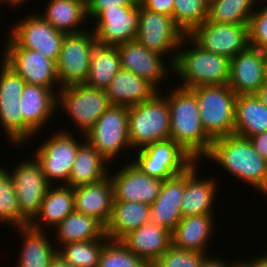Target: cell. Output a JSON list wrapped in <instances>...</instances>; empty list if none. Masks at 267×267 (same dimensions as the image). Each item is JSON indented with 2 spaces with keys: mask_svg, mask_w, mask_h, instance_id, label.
Here are the masks:
<instances>
[{
  "mask_svg": "<svg viewBox=\"0 0 267 267\" xmlns=\"http://www.w3.org/2000/svg\"><path fill=\"white\" fill-rule=\"evenodd\" d=\"M165 97L170 109V139L198 162L214 140L203 127L195 94L178 86Z\"/></svg>",
  "mask_w": 267,
  "mask_h": 267,
  "instance_id": "cell-1",
  "label": "cell"
},
{
  "mask_svg": "<svg viewBox=\"0 0 267 267\" xmlns=\"http://www.w3.org/2000/svg\"><path fill=\"white\" fill-rule=\"evenodd\" d=\"M205 157L267 197V161L255 151L248 138L236 134L217 138Z\"/></svg>",
  "mask_w": 267,
  "mask_h": 267,
  "instance_id": "cell-2",
  "label": "cell"
},
{
  "mask_svg": "<svg viewBox=\"0 0 267 267\" xmlns=\"http://www.w3.org/2000/svg\"><path fill=\"white\" fill-rule=\"evenodd\" d=\"M193 48L178 50L172 71L184 81L180 87L192 89L198 86L227 85L230 59L221 54L203 50L190 37Z\"/></svg>",
  "mask_w": 267,
  "mask_h": 267,
  "instance_id": "cell-3",
  "label": "cell"
},
{
  "mask_svg": "<svg viewBox=\"0 0 267 267\" xmlns=\"http://www.w3.org/2000/svg\"><path fill=\"white\" fill-rule=\"evenodd\" d=\"M128 134L132 149L170 139V109L160 91L149 100L129 106Z\"/></svg>",
  "mask_w": 267,
  "mask_h": 267,
  "instance_id": "cell-4",
  "label": "cell"
},
{
  "mask_svg": "<svg viewBox=\"0 0 267 267\" xmlns=\"http://www.w3.org/2000/svg\"><path fill=\"white\" fill-rule=\"evenodd\" d=\"M196 96L201 121L213 139L234 134L236 97L227 85L198 86L190 89Z\"/></svg>",
  "mask_w": 267,
  "mask_h": 267,
  "instance_id": "cell-5",
  "label": "cell"
},
{
  "mask_svg": "<svg viewBox=\"0 0 267 267\" xmlns=\"http://www.w3.org/2000/svg\"><path fill=\"white\" fill-rule=\"evenodd\" d=\"M25 81L3 62L0 73V123L7 140L20 146L37 134L24 120L21 113V95ZM26 140V141H25Z\"/></svg>",
  "mask_w": 267,
  "mask_h": 267,
  "instance_id": "cell-6",
  "label": "cell"
},
{
  "mask_svg": "<svg viewBox=\"0 0 267 267\" xmlns=\"http://www.w3.org/2000/svg\"><path fill=\"white\" fill-rule=\"evenodd\" d=\"M56 89H58L57 105H59L57 108L61 106L84 135L111 105L106 90L89 87L86 84Z\"/></svg>",
  "mask_w": 267,
  "mask_h": 267,
  "instance_id": "cell-7",
  "label": "cell"
},
{
  "mask_svg": "<svg viewBox=\"0 0 267 267\" xmlns=\"http://www.w3.org/2000/svg\"><path fill=\"white\" fill-rule=\"evenodd\" d=\"M129 107L124 105H110L99 117L94 126L84 135V139L91 144L99 154L110 161L124 148H132L128 134Z\"/></svg>",
  "mask_w": 267,
  "mask_h": 267,
  "instance_id": "cell-8",
  "label": "cell"
},
{
  "mask_svg": "<svg viewBox=\"0 0 267 267\" xmlns=\"http://www.w3.org/2000/svg\"><path fill=\"white\" fill-rule=\"evenodd\" d=\"M187 39V40H186ZM136 40L148 50L165 55L173 52L170 65H173L177 56V49L182 47L184 42L189 40L174 23L173 18L161 13L146 10L139 3V23Z\"/></svg>",
  "mask_w": 267,
  "mask_h": 267,
  "instance_id": "cell-9",
  "label": "cell"
},
{
  "mask_svg": "<svg viewBox=\"0 0 267 267\" xmlns=\"http://www.w3.org/2000/svg\"><path fill=\"white\" fill-rule=\"evenodd\" d=\"M10 31L5 48H26L38 51L57 62L65 33L58 31L42 15L24 17Z\"/></svg>",
  "mask_w": 267,
  "mask_h": 267,
  "instance_id": "cell-10",
  "label": "cell"
},
{
  "mask_svg": "<svg viewBox=\"0 0 267 267\" xmlns=\"http://www.w3.org/2000/svg\"><path fill=\"white\" fill-rule=\"evenodd\" d=\"M96 44L95 34L87 30L64 36L56 62L60 88L85 83L89 72L91 51Z\"/></svg>",
  "mask_w": 267,
  "mask_h": 267,
  "instance_id": "cell-11",
  "label": "cell"
},
{
  "mask_svg": "<svg viewBox=\"0 0 267 267\" xmlns=\"http://www.w3.org/2000/svg\"><path fill=\"white\" fill-rule=\"evenodd\" d=\"M136 153L133 163L144 174L163 180L182 173L195 161L171 139L151 143Z\"/></svg>",
  "mask_w": 267,
  "mask_h": 267,
  "instance_id": "cell-12",
  "label": "cell"
},
{
  "mask_svg": "<svg viewBox=\"0 0 267 267\" xmlns=\"http://www.w3.org/2000/svg\"><path fill=\"white\" fill-rule=\"evenodd\" d=\"M248 25L217 23L207 19L188 36L203 50L231 59L249 46Z\"/></svg>",
  "mask_w": 267,
  "mask_h": 267,
  "instance_id": "cell-13",
  "label": "cell"
},
{
  "mask_svg": "<svg viewBox=\"0 0 267 267\" xmlns=\"http://www.w3.org/2000/svg\"><path fill=\"white\" fill-rule=\"evenodd\" d=\"M57 132L45 143L40 144L34 156L51 185L54 184V180H62L63 185H68L75 156L82 143L79 144L68 131Z\"/></svg>",
  "mask_w": 267,
  "mask_h": 267,
  "instance_id": "cell-14",
  "label": "cell"
},
{
  "mask_svg": "<svg viewBox=\"0 0 267 267\" xmlns=\"http://www.w3.org/2000/svg\"><path fill=\"white\" fill-rule=\"evenodd\" d=\"M34 158V159H33ZM23 160L16 170L10 172L16 191L21 214L30 222L39 212L42 200L51 184L42 171L41 164L35 158Z\"/></svg>",
  "mask_w": 267,
  "mask_h": 267,
  "instance_id": "cell-15",
  "label": "cell"
},
{
  "mask_svg": "<svg viewBox=\"0 0 267 267\" xmlns=\"http://www.w3.org/2000/svg\"><path fill=\"white\" fill-rule=\"evenodd\" d=\"M3 63L18 74L25 83L41 85L55 91L60 85L56 62L45 58L38 51L26 48H4Z\"/></svg>",
  "mask_w": 267,
  "mask_h": 267,
  "instance_id": "cell-16",
  "label": "cell"
},
{
  "mask_svg": "<svg viewBox=\"0 0 267 267\" xmlns=\"http://www.w3.org/2000/svg\"><path fill=\"white\" fill-rule=\"evenodd\" d=\"M94 19V31L98 44L117 46L136 40L139 23V4L120 6L101 11Z\"/></svg>",
  "mask_w": 267,
  "mask_h": 267,
  "instance_id": "cell-17",
  "label": "cell"
},
{
  "mask_svg": "<svg viewBox=\"0 0 267 267\" xmlns=\"http://www.w3.org/2000/svg\"><path fill=\"white\" fill-rule=\"evenodd\" d=\"M111 177L114 201L143 202L152 205L158 197L163 179L144 174L133 162Z\"/></svg>",
  "mask_w": 267,
  "mask_h": 267,
  "instance_id": "cell-18",
  "label": "cell"
},
{
  "mask_svg": "<svg viewBox=\"0 0 267 267\" xmlns=\"http://www.w3.org/2000/svg\"><path fill=\"white\" fill-rule=\"evenodd\" d=\"M121 68L129 70L150 82L156 89L157 84L166 80L167 67L161 54L148 50L137 40L117 45ZM162 79V80H161Z\"/></svg>",
  "mask_w": 267,
  "mask_h": 267,
  "instance_id": "cell-19",
  "label": "cell"
},
{
  "mask_svg": "<svg viewBox=\"0 0 267 267\" xmlns=\"http://www.w3.org/2000/svg\"><path fill=\"white\" fill-rule=\"evenodd\" d=\"M264 83L263 51L248 46L230 59L228 85L236 95L256 94Z\"/></svg>",
  "mask_w": 267,
  "mask_h": 267,
  "instance_id": "cell-20",
  "label": "cell"
},
{
  "mask_svg": "<svg viewBox=\"0 0 267 267\" xmlns=\"http://www.w3.org/2000/svg\"><path fill=\"white\" fill-rule=\"evenodd\" d=\"M113 201L110 175L98 182L74 188L75 211L94 217L104 227L110 220Z\"/></svg>",
  "mask_w": 267,
  "mask_h": 267,
  "instance_id": "cell-21",
  "label": "cell"
},
{
  "mask_svg": "<svg viewBox=\"0 0 267 267\" xmlns=\"http://www.w3.org/2000/svg\"><path fill=\"white\" fill-rule=\"evenodd\" d=\"M185 170L173 177L167 178L162 184L161 191L150 205V221L164 226L170 232L183 218L181 201L184 193Z\"/></svg>",
  "mask_w": 267,
  "mask_h": 267,
  "instance_id": "cell-22",
  "label": "cell"
},
{
  "mask_svg": "<svg viewBox=\"0 0 267 267\" xmlns=\"http://www.w3.org/2000/svg\"><path fill=\"white\" fill-rule=\"evenodd\" d=\"M120 241L151 266L171 246V232L164 226L148 221L137 230L125 235Z\"/></svg>",
  "mask_w": 267,
  "mask_h": 267,
  "instance_id": "cell-23",
  "label": "cell"
},
{
  "mask_svg": "<svg viewBox=\"0 0 267 267\" xmlns=\"http://www.w3.org/2000/svg\"><path fill=\"white\" fill-rule=\"evenodd\" d=\"M197 162L194 161L185 170L184 193L181 201L182 216L206 215L213 213V202L217 190L216 180L213 178L198 179ZM216 183V184H215Z\"/></svg>",
  "mask_w": 267,
  "mask_h": 267,
  "instance_id": "cell-24",
  "label": "cell"
},
{
  "mask_svg": "<svg viewBox=\"0 0 267 267\" xmlns=\"http://www.w3.org/2000/svg\"><path fill=\"white\" fill-rule=\"evenodd\" d=\"M57 93L51 88L26 83L21 95L23 120L38 134L57 109ZM56 108V109H55ZM54 111V112H53ZM48 121V122H47Z\"/></svg>",
  "mask_w": 267,
  "mask_h": 267,
  "instance_id": "cell-25",
  "label": "cell"
},
{
  "mask_svg": "<svg viewBox=\"0 0 267 267\" xmlns=\"http://www.w3.org/2000/svg\"><path fill=\"white\" fill-rule=\"evenodd\" d=\"M213 220V214L183 217L171 231V245L187 251L208 252L206 244L214 231Z\"/></svg>",
  "mask_w": 267,
  "mask_h": 267,
  "instance_id": "cell-26",
  "label": "cell"
},
{
  "mask_svg": "<svg viewBox=\"0 0 267 267\" xmlns=\"http://www.w3.org/2000/svg\"><path fill=\"white\" fill-rule=\"evenodd\" d=\"M159 90L133 72L121 68L106 89L111 105L133 106L151 99Z\"/></svg>",
  "mask_w": 267,
  "mask_h": 267,
  "instance_id": "cell-27",
  "label": "cell"
},
{
  "mask_svg": "<svg viewBox=\"0 0 267 267\" xmlns=\"http://www.w3.org/2000/svg\"><path fill=\"white\" fill-rule=\"evenodd\" d=\"M74 210V188L62 184L58 187L51 185L42 200L39 212L29 222V226L36 230H42L43 225L55 228ZM41 222L43 225H40Z\"/></svg>",
  "mask_w": 267,
  "mask_h": 267,
  "instance_id": "cell-28",
  "label": "cell"
},
{
  "mask_svg": "<svg viewBox=\"0 0 267 267\" xmlns=\"http://www.w3.org/2000/svg\"><path fill=\"white\" fill-rule=\"evenodd\" d=\"M150 221V205L143 202L113 201L112 214L105 226L109 240L120 241L125 235Z\"/></svg>",
  "mask_w": 267,
  "mask_h": 267,
  "instance_id": "cell-29",
  "label": "cell"
},
{
  "mask_svg": "<svg viewBox=\"0 0 267 267\" xmlns=\"http://www.w3.org/2000/svg\"><path fill=\"white\" fill-rule=\"evenodd\" d=\"M267 132V107L255 94L237 95L234 134L250 138Z\"/></svg>",
  "mask_w": 267,
  "mask_h": 267,
  "instance_id": "cell-30",
  "label": "cell"
},
{
  "mask_svg": "<svg viewBox=\"0 0 267 267\" xmlns=\"http://www.w3.org/2000/svg\"><path fill=\"white\" fill-rule=\"evenodd\" d=\"M105 160L99 152L86 140L79 147L72 170L69 176L68 186L72 188L98 182L106 178L107 172ZM108 173V174H107Z\"/></svg>",
  "mask_w": 267,
  "mask_h": 267,
  "instance_id": "cell-31",
  "label": "cell"
},
{
  "mask_svg": "<svg viewBox=\"0 0 267 267\" xmlns=\"http://www.w3.org/2000/svg\"><path fill=\"white\" fill-rule=\"evenodd\" d=\"M24 240L16 267H49L58 248L51 246L45 230L24 226L17 228Z\"/></svg>",
  "mask_w": 267,
  "mask_h": 267,
  "instance_id": "cell-32",
  "label": "cell"
},
{
  "mask_svg": "<svg viewBox=\"0 0 267 267\" xmlns=\"http://www.w3.org/2000/svg\"><path fill=\"white\" fill-rule=\"evenodd\" d=\"M121 69L117 46L96 44L91 51L90 66L84 84L106 90Z\"/></svg>",
  "mask_w": 267,
  "mask_h": 267,
  "instance_id": "cell-33",
  "label": "cell"
},
{
  "mask_svg": "<svg viewBox=\"0 0 267 267\" xmlns=\"http://www.w3.org/2000/svg\"><path fill=\"white\" fill-rule=\"evenodd\" d=\"M45 10L42 12L44 13L42 17L58 31L65 34L86 31L78 28L88 17L87 6L81 2L76 0H50Z\"/></svg>",
  "mask_w": 267,
  "mask_h": 267,
  "instance_id": "cell-34",
  "label": "cell"
},
{
  "mask_svg": "<svg viewBox=\"0 0 267 267\" xmlns=\"http://www.w3.org/2000/svg\"><path fill=\"white\" fill-rule=\"evenodd\" d=\"M54 229L59 244L100 239L105 234V227L94 217L73 211Z\"/></svg>",
  "mask_w": 267,
  "mask_h": 267,
  "instance_id": "cell-35",
  "label": "cell"
},
{
  "mask_svg": "<svg viewBox=\"0 0 267 267\" xmlns=\"http://www.w3.org/2000/svg\"><path fill=\"white\" fill-rule=\"evenodd\" d=\"M108 240L104 234L100 239L61 245L57 253L71 267H98L102 248Z\"/></svg>",
  "mask_w": 267,
  "mask_h": 267,
  "instance_id": "cell-36",
  "label": "cell"
},
{
  "mask_svg": "<svg viewBox=\"0 0 267 267\" xmlns=\"http://www.w3.org/2000/svg\"><path fill=\"white\" fill-rule=\"evenodd\" d=\"M255 2L258 1L214 0L209 4L208 20L227 24H249Z\"/></svg>",
  "mask_w": 267,
  "mask_h": 267,
  "instance_id": "cell-37",
  "label": "cell"
},
{
  "mask_svg": "<svg viewBox=\"0 0 267 267\" xmlns=\"http://www.w3.org/2000/svg\"><path fill=\"white\" fill-rule=\"evenodd\" d=\"M2 222L16 228L29 225V221L19 210L12 176L8 170L0 167V223Z\"/></svg>",
  "mask_w": 267,
  "mask_h": 267,
  "instance_id": "cell-38",
  "label": "cell"
},
{
  "mask_svg": "<svg viewBox=\"0 0 267 267\" xmlns=\"http://www.w3.org/2000/svg\"><path fill=\"white\" fill-rule=\"evenodd\" d=\"M174 23L189 35L208 19L209 3L206 0H174Z\"/></svg>",
  "mask_w": 267,
  "mask_h": 267,
  "instance_id": "cell-39",
  "label": "cell"
},
{
  "mask_svg": "<svg viewBox=\"0 0 267 267\" xmlns=\"http://www.w3.org/2000/svg\"><path fill=\"white\" fill-rule=\"evenodd\" d=\"M98 267H150L121 241L108 240L101 251Z\"/></svg>",
  "mask_w": 267,
  "mask_h": 267,
  "instance_id": "cell-40",
  "label": "cell"
},
{
  "mask_svg": "<svg viewBox=\"0 0 267 267\" xmlns=\"http://www.w3.org/2000/svg\"><path fill=\"white\" fill-rule=\"evenodd\" d=\"M207 253L187 251L170 246L150 267H201Z\"/></svg>",
  "mask_w": 267,
  "mask_h": 267,
  "instance_id": "cell-41",
  "label": "cell"
},
{
  "mask_svg": "<svg viewBox=\"0 0 267 267\" xmlns=\"http://www.w3.org/2000/svg\"><path fill=\"white\" fill-rule=\"evenodd\" d=\"M248 34L250 47L263 52L267 51V5L259 10H254L248 25Z\"/></svg>",
  "mask_w": 267,
  "mask_h": 267,
  "instance_id": "cell-42",
  "label": "cell"
},
{
  "mask_svg": "<svg viewBox=\"0 0 267 267\" xmlns=\"http://www.w3.org/2000/svg\"><path fill=\"white\" fill-rule=\"evenodd\" d=\"M139 0H90L87 16L94 19L101 11L119 8L120 6H137Z\"/></svg>",
  "mask_w": 267,
  "mask_h": 267,
  "instance_id": "cell-43",
  "label": "cell"
},
{
  "mask_svg": "<svg viewBox=\"0 0 267 267\" xmlns=\"http://www.w3.org/2000/svg\"><path fill=\"white\" fill-rule=\"evenodd\" d=\"M139 3L146 10L164 14L174 21V0H139Z\"/></svg>",
  "mask_w": 267,
  "mask_h": 267,
  "instance_id": "cell-44",
  "label": "cell"
},
{
  "mask_svg": "<svg viewBox=\"0 0 267 267\" xmlns=\"http://www.w3.org/2000/svg\"><path fill=\"white\" fill-rule=\"evenodd\" d=\"M248 139L255 151L267 161V132L259 133Z\"/></svg>",
  "mask_w": 267,
  "mask_h": 267,
  "instance_id": "cell-45",
  "label": "cell"
},
{
  "mask_svg": "<svg viewBox=\"0 0 267 267\" xmlns=\"http://www.w3.org/2000/svg\"><path fill=\"white\" fill-rule=\"evenodd\" d=\"M207 255L202 263L201 267H230L231 263L228 264V262L225 264V261H222V259H218L216 256L215 258L212 256Z\"/></svg>",
  "mask_w": 267,
  "mask_h": 267,
  "instance_id": "cell-46",
  "label": "cell"
},
{
  "mask_svg": "<svg viewBox=\"0 0 267 267\" xmlns=\"http://www.w3.org/2000/svg\"><path fill=\"white\" fill-rule=\"evenodd\" d=\"M250 267H267V255H261L258 258L246 261Z\"/></svg>",
  "mask_w": 267,
  "mask_h": 267,
  "instance_id": "cell-47",
  "label": "cell"
},
{
  "mask_svg": "<svg viewBox=\"0 0 267 267\" xmlns=\"http://www.w3.org/2000/svg\"><path fill=\"white\" fill-rule=\"evenodd\" d=\"M49 267H71L58 253L51 260Z\"/></svg>",
  "mask_w": 267,
  "mask_h": 267,
  "instance_id": "cell-48",
  "label": "cell"
},
{
  "mask_svg": "<svg viewBox=\"0 0 267 267\" xmlns=\"http://www.w3.org/2000/svg\"><path fill=\"white\" fill-rule=\"evenodd\" d=\"M255 95L267 107V83H264Z\"/></svg>",
  "mask_w": 267,
  "mask_h": 267,
  "instance_id": "cell-49",
  "label": "cell"
},
{
  "mask_svg": "<svg viewBox=\"0 0 267 267\" xmlns=\"http://www.w3.org/2000/svg\"><path fill=\"white\" fill-rule=\"evenodd\" d=\"M263 77L265 83H267V51L263 52Z\"/></svg>",
  "mask_w": 267,
  "mask_h": 267,
  "instance_id": "cell-50",
  "label": "cell"
},
{
  "mask_svg": "<svg viewBox=\"0 0 267 267\" xmlns=\"http://www.w3.org/2000/svg\"><path fill=\"white\" fill-rule=\"evenodd\" d=\"M27 0H0V5L1 3H6L7 5H12V6H19L20 3H24Z\"/></svg>",
  "mask_w": 267,
  "mask_h": 267,
  "instance_id": "cell-51",
  "label": "cell"
},
{
  "mask_svg": "<svg viewBox=\"0 0 267 267\" xmlns=\"http://www.w3.org/2000/svg\"><path fill=\"white\" fill-rule=\"evenodd\" d=\"M230 267H250L249 266V264L246 262V261H244V259H243V261L241 262H236L235 261V263H232L231 265H230Z\"/></svg>",
  "mask_w": 267,
  "mask_h": 267,
  "instance_id": "cell-52",
  "label": "cell"
},
{
  "mask_svg": "<svg viewBox=\"0 0 267 267\" xmlns=\"http://www.w3.org/2000/svg\"><path fill=\"white\" fill-rule=\"evenodd\" d=\"M76 1H79V2H81L82 4H84L86 6H88L89 3H90V0H76Z\"/></svg>",
  "mask_w": 267,
  "mask_h": 267,
  "instance_id": "cell-53",
  "label": "cell"
},
{
  "mask_svg": "<svg viewBox=\"0 0 267 267\" xmlns=\"http://www.w3.org/2000/svg\"><path fill=\"white\" fill-rule=\"evenodd\" d=\"M209 4L212 2V1H214V0H206Z\"/></svg>",
  "mask_w": 267,
  "mask_h": 267,
  "instance_id": "cell-54",
  "label": "cell"
}]
</instances>
